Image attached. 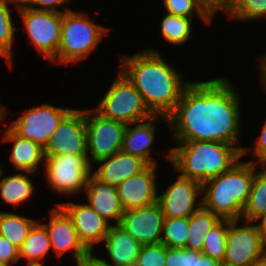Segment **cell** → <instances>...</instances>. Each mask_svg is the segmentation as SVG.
Masks as SVG:
<instances>
[{
	"label": "cell",
	"instance_id": "1",
	"mask_svg": "<svg viewBox=\"0 0 266 266\" xmlns=\"http://www.w3.org/2000/svg\"><path fill=\"white\" fill-rule=\"evenodd\" d=\"M237 90L225 77L190 81L167 117L174 142L217 141L234 145L242 153V99Z\"/></svg>",
	"mask_w": 266,
	"mask_h": 266
},
{
	"label": "cell",
	"instance_id": "2",
	"mask_svg": "<svg viewBox=\"0 0 266 266\" xmlns=\"http://www.w3.org/2000/svg\"><path fill=\"white\" fill-rule=\"evenodd\" d=\"M158 48H145L133 55H120L119 69L142 95L153 115L168 117L180 101L189 80L169 64Z\"/></svg>",
	"mask_w": 266,
	"mask_h": 266
},
{
	"label": "cell",
	"instance_id": "3",
	"mask_svg": "<svg viewBox=\"0 0 266 266\" xmlns=\"http://www.w3.org/2000/svg\"><path fill=\"white\" fill-rule=\"evenodd\" d=\"M166 155L173 170L180 176L200 183L226 172L242 158V153L234 146L217 141L175 142Z\"/></svg>",
	"mask_w": 266,
	"mask_h": 266
},
{
	"label": "cell",
	"instance_id": "4",
	"mask_svg": "<svg viewBox=\"0 0 266 266\" xmlns=\"http://www.w3.org/2000/svg\"><path fill=\"white\" fill-rule=\"evenodd\" d=\"M254 172L255 163L240 158L226 172L202 183V207L221 219L241 220Z\"/></svg>",
	"mask_w": 266,
	"mask_h": 266
},
{
	"label": "cell",
	"instance_id": "5",
	"mask_svg": "<svg viewBox=\"0 0 266 266\" xmlns=\"http://www.w3.org/2000/svg\"><path fill=\"white\" fill-rule=\"evenodd\" d=\"M89 18L91 17L85 11L82 13L71 10L62 13L61 39L52 64H77L98 48L102 39L109 34V28Z\"/></svg>",
	"mask_w": 266,
	"mask_h": 266
},
{
	"label": "cell",
	"instance_id": "6",
	"mask_svg": "<svg viewBox=\"0 0 266 266\" xmlns=\"http://www.w3.org/2000/svg\"><path fill=\"white\" fill-rule=\"evenodd\" d=\"M104 97L94 110L102 117L131 124L150 118L153 114L146 107L142 95L120 70Z\"/></svg>",
	"mask_w": 266,
	"mask_h": 266
},
{
	"label": "cell",
	"instance_id": "7",
	"mask_svg": "<svg viewBox=\"0 0 266 266\" xmlns=\"http://www.w3.org/2000/svg\"><path fill=\"white\" fill-rule=\"evenodd\" d=\"M43 167L49 188L72 197L85 190L92 171L87 155H45Z\"/></svg>",
	"mask_w": 266,
	"mask_h": 266
},
{
	"label": "cell",
	"instance_id": "8",
	"mask_svg": "<svg viewBox=\"0 0 266 266\" xmlns=\"http://www.w3.org/2000/svg\"><path fill=\"white\" fill-rule=\"evenodd\" d=\"M27 32L28 44L32 43L49 61L57 56L61 39L62 13L49 10H38L18 4L16 9Z\"/></svg>",
	"mask_w": 266,
	"mask_h": 266
},
{
	"label": "cell",
	"instance_id": "9",
	"mask_svg": "<svg viewBox=\"0 0 266 266\" xmlns=\"http://www.w3.org/2000/svg\"><path fill=\"white\" fill-rule=\"evenodd\" d=\"M87 131V157L94 168V162L121 151L127 124L102 117L94 109L85 108ZM92 162V163H91Z\"/></svg>",
	"mask_w": 266,
	"mask_h": 266
},
{
	"label": "cell",
	"instance_id": "10",
	"mask_svg": "<svg viewBox=\"0 0 266 266\" xmlns=\"http://www.w3.org/2000/svg\"><path fill=\"white\" fill-rule=\"evenodd\" d=\"M241 221L243 225H240ZM265 257L266 249L257 223L230 220L223 262L233 266H251Z\"/></svg>",
	"mask_w": 266,
	"mask_h": 266
},
{
	"label": "cell",
	"instance_id": "11",
	"mask_svg": "<svg viewBox=\"0 0 266 266\" xmlns=\"http://www.w3.org/2000/svg\"><path fill=\"white\" fill-rule=\"evenodd\" d=\"M73 109L43 103L24 110L9 127L17 135L45 148L57 126Z\"/></svg>",
	"mask_w": 266,
	"mask_h": 266
},
{
	"label": "cell",
	"instance_id": "12",
	"mask_svg": "<svg viewBox=\"0 0 266 266\" xmlns=\"http://www.w3.org/2000/svg\"><path fill=\"white\" fill-rule=\"evenodd\" d=\"M158 193L157 203L164 218H189L202 207V183L196 180L179 175L162 193Z\"/></svg>",
	"mask_w": 266,
	"mask_h": 266
},
{
	"label": "cell",
	"instance_id": "13",
	"mask_svg": "<svg viewBox=\"0 0 266 266\" xmlns=\"http://www.w3.org/2000/svg\"><path fill=\"white\" fill-rule=\"evenodd\" d=\"M87 155L85 109L74 108L57 126L44 155Z\"/></svg>",
	"mask_w": 266,
	"mask_h": 266
},
{
	"label": "cell",
	"instance_id": "14",
	"mask_svg": "<svg viewBox=\"0 0 266 266\" xmlns=\"http://www.w3.org/2000/svg\"><path fill=\"white\" fill-rule=\"evenodd\" d=\"M49 222L44 223L51 247L56 257L61 258L65 253L70 252L76 264L80 263L90 252L80 242L72 219L59 206L50 211Z\"/></svg>",
	"mask_w": 266,
	"mask_h": 266
},
{
	"label": "cell",
	"instance_id": "15",
	"mask_svg": "<svg viewBox=\"0 0 266 266\" xmlns=\"http://www.w3.org/2000/svg\"><path fill=\"white\" fill-rule=\"evenodd\" d=\"M164 215L159 204L125 211L118 224L142 245L159 244L162 239Z\"/></svg>",
	"mask_w": 266,
	"mask_h": 266
},
{
	"label": "cell",
	"instance_id": "16",
	"mask_svg": "<svg viewBox=\"0 0 266 266\" xmlns=\"http://www.w3.org/2000/svg\"><path fill=\"white\" fill-rule=\"evenodd\" d=\"M56 205H59L72 219L80 242L89 252H94L95 245L104 242L112 222L106 221L85 203L68 201L58 202Z\"/></svg>",
	"mask_w": 266,
	"mask_h": 266
},
{
	"label": "cell",
	"instance_id": "17",
	"mask_svg": "<svg viewBox=\"0 0 266 266\" xmlns=\"http://www.w3.org/2000/svg\"><path fill=\"white\" fill-rule=\"evenodd\" d=\"M157 165H148L139 174L131 176L117 186L124 211L146 207L157 202Z\"/></svg>",
	"mask_w": 266,
	"mask_h": 266
},
{
	"label": "cell",
	"instance_id": "18",
	"mask_svg": "<svg viewBox=\"0 0 266 266\" xmlns=\"http://www.w3.org/2000/svg\"><path fill=\"white\" fill-rule=\"evenodd\" d=\"M160 120L168 125V118L161 115H152L148 119L127 124L121 151L141 158L148 165H158L157 159L152 156L154 149L151 147L156 143V121Z\"/></svg>",
	"mask_w": 266,
	"mask_h": 266
},
{
	"label": "cell",
	"instance_id": "19",
	"mask_svg": "<svg viewBox=\"0 0 266 266\" xmlns=\"http://www.w3.org/2000/svg\"><path fill=\"white\" fill-rule=\"evenodd\" d=\"M84 193L88 205L102 218L112 225H118L124 214L118 196L117 187L97 179L92 173L89 175ZM114 220V221H113Z\"/></svg>",
	"mask_w": 266,
	"mask_h": 266
},
{
	"label": "cell",
	"instance_id": "20",
	"mask_svg": "<svg viewBox=\"0 0 266 266\" xmlns=\"http://www.w3.org/2000/svg\"><path fill=\"white\" fill-rule=\"evenodd\" d=\"M97 169L91 173L100 181L113 186H118L126 179L139 174L148 164L139 157L122 151L97 161ZM99 166V167H98Z\"/></svg>",
	"mask_w": 266,
	"mask_h": 266
},
{
	"label": "cell",
	"instance_id": "21",
	"mask_svg": "<svg viewBox=\"0 0 266 266\" xmlns=\"http://www.w3.org/2000/svg\"><path fill=\"white\" fill-rule=\"evenodd\" d=\"M2 141L12 142L9 161L17 171L37 173L45 161L44 148L33 141L17 135L9 126L2 133Z\"/></svg>",
	"mask_w": 266,
	"mask_h": 266
},
{
	"label": "cell",
	"instance_id": "22",
	"mask_svg": "<svg viewBox=\"0 0 266 266\" xmlns=\"http://www.w3.org/2000/svg\"><path fill=\"white\" fill-rule=\"evenodd\" d=\"M104 245L109 260H103L112 266H134L142 246L119 225L110 226Z\"/></svg>",
	"mask_w": 266,
	"mask_h": 266
},
{
	"label": "cell",
	"instance_id": "23",
	"mask_svg": "<svg viewBox=\"0 0 266 266\" xmlns=\"http://www.w3.org/2000/svg\"><path fill=\"white\" fill-rule=\"evenodd\" d=\"M20 171L7 177L2 176L0 178V198L14 209L18 208L19 205H23L24 202L28 201L35 192V185L32 180L28 178L31 172ZM28 174V175H27Z\"/></svg>",
	"mask_w": 266,
	"mask_h": 266
},
{
	"label": "cell",
	"instance_id": "24",
	"mask_svg": "<svg viewBox=\"0 0 266 266\" xmlns=\"http://www.w3.org/2000/svg\"><path fill=\"white\" fill-rule=\"evenodd\" d=\"M52 250L48 232L39 220L29 231L22 246L19 248V260H25L26 263H42L48 252Z\"/></svg>",
	"mask_w": 266,
	"mask_h": 266
},
{
	"label": "cell",
	"instance_id": "25",
	"mask_svg": "<svg viewBox=\"0 0 266 266\" xmlns=\"http://www.w3.org/2000/svg\"><path fill=\"white\" fill-rule=\"evenodd\" d=\"M261 165L255 164V172L251 184L250 194L243 208L242 219L256 222L266 215V167L256 170Z\"/></svg>",
	"mask_w": 266,
	"mask_h": 266
},
{
	"label": "cell",
	"instance_id": "26",
	"mask_svg": "<svg viewBox=\"0 0 266 266\" xmlns=\"http://www.w3.org/2000/svg\"><path fill=\"white\" fill-rule=\"evenodd\" d=\"M221 220L211 211L201 207L189 217V233L186 249L202 252L208 232Z\"/></svg>",
	"mask_w": 266,
	"mask_h": 266
},
{
	"label": "cell",
	"instance_id": "27",
	"mask_svg": "<svg viewBox=\"0 0 266 266\" xmlns=\"http://www.w3.org/2000/svg\"><path fill=\"white\" fill-rule=\"evenodd\" d=\"M9 3L14 5V10L18 7V0H0V56L6 61L8 66L13 63V43L17 27L12 19Z\"/></svg>",
	"mask_w": 266,
	"mask_h": 266
},
{
	"label": "cell",
	"instance_id": "28",
	"mask_svg": "<svg viewBox=\"0 0 266 266\" xmlns=\"http://www.w3.org/2000/svg\"><path fill=\"white\" fill-rule=\"evenodd\" d=\"M37 221L17 213L0 211V236L19 249Z\"/></svg>",
	"mask_w": 266,
	"mask_h": 266
},
{
	"label": "cell",
	"instance_id": "29",
	"mask_svg": "<svg viewBox=\"0 0 266 266\" xmlns=\"http://www.w3.org/2000/svg\"><path fill=\"white\" fill-rule=\"evenodd\" d=\"M192 20L194 19L166 13L160 22V36L171 46H181L191 39L194 29Z\"/></svg>",
	"mask_w": 266,
	"mask_h": 266
},
{
	"label": "cell",
	"instance_id": "30",
	"mask_svg": "<svg viewBox=\"0 0 266 266\" xmlns=\"http://www.w3.org/2000/svg\"><path fill=\"white\" fill-rule=\"evenodd\" d=\"M229 219H221L207 234L202 253L223 262L226 255V237Z\"/></svg>",
	"mask_w": 266,
	"mask_h": 266
},
{
	"label": "cell",
	"instance_id": "31",
	"mask_svg": "<svg viewBox=\"0 0 266 266\" xmlns=\"http://www.w3.org/2000/svg\"><path fill=\"white\" fill-rule=\"evenodd\" d=\"M189 233V218H164L162 239L166 247L185 248Z\"/></svg>",
	"mask_w": 266,
	"mask_h": 266
},
{
	"label": "cell",
	"instance_id": "32",
	"mask_svg": "<svg viewBox=\"0 0 266 266\" xmlns=\"http://www.w3.org/2000/svg\"><path fill=\"white\" fill-rule=\"evenodd\" d=\"M227 18L234 21H258L266 18V0H234Z\"/></svg>",
	"mask_w": 266,
	"mask_h": 266
},
{
	"label": "cell",
	"instance_id": "33",
	"mask_svg": "<svg viewBox=\"0 0 266 266\" xmlns=\"http://www.w3.org/2000/svg\"><path fill=\"white\" fill-rule=\"evenodd\" d=\"M166 13L193 19L197 15L206 24L213 22V18L202 8L196 0H163ZM196 13V14H195Z\"/></svg>",
	"mask_w": 266,
	"mask_h": 266
},
{
	"label": "cell",
	"instance_id": "34",
	"mask_svg": "<svg viewBox=\"0 0 266 266\" xmlns=\"http://www.w3.org/2000/svg\"><path fill=\"white\" fill-rule=\"evenodd\" d=\"M167 247L163 243L142 245L134 266H165Z\"/></svg>",
	"mask_w": 266,
	"mask_h": 266
},
{
	"label": "cell",
	"instance_id": "35",
	"mask_svg": "<svg viewBox=\"0 0 266 266\" xmlns=\"http://www.w3.org/2000/svg\"><path fill=\"white\" fill-rule=\"evenodd\" d=\"M201 251L186 248L167 247L165 266H193L194 256H200Z\"/></svg>",
	"mask_w": 266,
	"mask_h": 266
},
{
	"label": "cell",
	"instance_id": "36",
	"mask_svg": "<svg viewBox=\"0 0 266 266\" xmlns=\"http://www.w3.org/2000/svg\"><path fill=\"white\" fill-rule=\"evenodd\" d=\"M261 127L262 129L259 134V137H257L256 139L255 146L252 148H249V146H245L242 151V157L245 155L248 156L249 153H252L251 155L253 157H256L254 158L256 160L249 159L248 161L261 165L262 167V165L266 164V122H264L263 126L261 125Z\"/></svg>",
	"mask_w": 266,
	"mask_h": 266
},
{
	"label": "cell",
	"instance_id": "37",
	"mask_svg": "<svg viewBox=\"0 0 266 266\" xmlns=\"http://www.w3.org/2000/svg\"><path fill=\"white\" fill-rule=\"evenodd\" d=\"M70 1L72 0H18L19 4L24 7H29L38 10L56 11L60 13L73 10L67 5L65 6V4ZM61 6H65V8H63L64 11L61 9L58 10Z\"/></svg>",
	"mask_w": 266,
	"mask_h": 266
},
{
	"label": "cell",
	"instance_id": "38",
	"mask_svg": "<svg viewBox=\"0 0 266 266\" xmlns=\"http://www.w3.org/2000/svg\"><path fill=\"white\" fill-rule=\"evenodd\" d=\"M19 261V249L5 237L0 236V263L14 266Z\"/></svg>",
	"mask_w": 266,
	"mask_h": 266
},
{
	"label": "cell",
	"instance_id": "39",
	"mask_svg": "<svg viewBox=\"0 0 266 266\" xmlns=\"http://www.w3.org/2000/svg\"><path fill=\"white\" fill-rule=\"evenodd\" d=\"M202 8L214 19L217 11L228 14L234 0H196Z\"/></svg>",
	"mask_w": 266,
	"mask_h": 266
},
{
	"label": "cell",
	"instance_id": "40",
	"mask_svg": "<svg viewBox=\"0 0 266 266\" xmlns=\"http://www.w3.org/2000/svg\"><path fill=\"white\" fill-rule=\"evenodd\" d=\"M259 71V81L262 83V89L266 90V53L256 57Z\"/></svg>",
	"mask_w": 266,
	"mask_h": 266
},
{
	"label": "cell",
	"instance_id": "41",
	"mask_svg": "<svg viewBox=\"0 0 266 266\" xmlns=\"http://www.w3.org/2000/svg\"><path fill=\"white\" fill-rule=\"evenodd\" d=\"M93 254V252H90L79 264L81 266H112L106 263L103 258L96 257Z\"/></svg>",
	"mask_w": 266,
	"mask_h": 266
},
{
	"label": "cell",
	"instance_id": "42",
	"mask_svg": "<svg viewBox=\"0 0 266 266\" xmlns=\"http://www.w3.org/2000/svg\"><path fill=\"white\" fill-rule=\"evenodd\" d=\"M219 263L218 260L202 253L200 256H194L193 266H218Z\"/></svg>",
	"mask_w": 266,
	"mask_h": 266
},
{
	"label": "cell",
	"instance_id": "43",
	"mask_svg": "<svg viewBox=\"0 0 266 266\" xmlns=\"http://www.w3.org/2000/svg\"><path fill=\"white\" fill-rule=\"evenodd\" d=\"M259 221V222H258ZM261 221V222H260ZM257 225L260 229V234L262 237L263 245L266 249V215L257 220Z\"/></svg>",
	"mask_w": 266,
	"mask_h": 266
},
{
	"label": "cell",
	"instance_id": "44",
	"mask_svg": "<svg viewBox=\"0 0 266 266\" xmlns=\"http://www.w3.org/2000/svg\"><path fill=\"white\" fill-rule=\"evenodd\" d=\"M251 266H266V257L253 263Z\"/></svg>",
	"mask_w": 266,
	"mask_h": 266
},
{
	"label": "cell",
	"instance_id": "45",
	"mask_svg": "<svg viewBox=\"0 0 266 266\" xmlns=\"http://www.w3.org/2000/svg\"><path fill=\"white\" fill-rule=\"evenodd\" d=\"M26 266H45V265L44 263H35V264L26 263Z\"/></svg>",
	"mask_w": 266,
	"mask_h": 266
},
{
	"label": "cell",
	"instance_id": "46",
	"mask_svg": "<svg viewBox=\"0 0 266 266\" xmlns=\"http://www.w3.org/2000/svg\"><path fill=\"white\" fill-rule=\"evenodd\" d=\"M218 266H233V265H229V264H227L225 262H220Z\"/></svg>",
	"mask_w": 266,
	"mask_h": 266
},
{
	"label": "cell",
	"instance_id": "47",
	"mask_svg": "<svg viewBox=\"0 0 266 266\" xmlns=\"http://www.w3.org/2000/svg\"><path fill=\"white\" fill-rule=\"evenodd\" d=\"M2 173H5V172H3L2 166L0 165V178L2 176Z\"/></svg>",
	"mask_w": 266,
	"mask_h": 266
},
{
	"label": "cell",
	"instance_id": "48",
	"mask_svg": "<svg viewBox=\"0 0 266 266\" xmlns=\"http://www.w3.org/2000/svg\"><path fill=\"white\" fill-rule=\"evenodd\" d=\"M0 266H8V265H5V264H3V263H0Z\"/></svg>",
	"mask_w": 266,
	"mask_h": 266
}]
</instances>
